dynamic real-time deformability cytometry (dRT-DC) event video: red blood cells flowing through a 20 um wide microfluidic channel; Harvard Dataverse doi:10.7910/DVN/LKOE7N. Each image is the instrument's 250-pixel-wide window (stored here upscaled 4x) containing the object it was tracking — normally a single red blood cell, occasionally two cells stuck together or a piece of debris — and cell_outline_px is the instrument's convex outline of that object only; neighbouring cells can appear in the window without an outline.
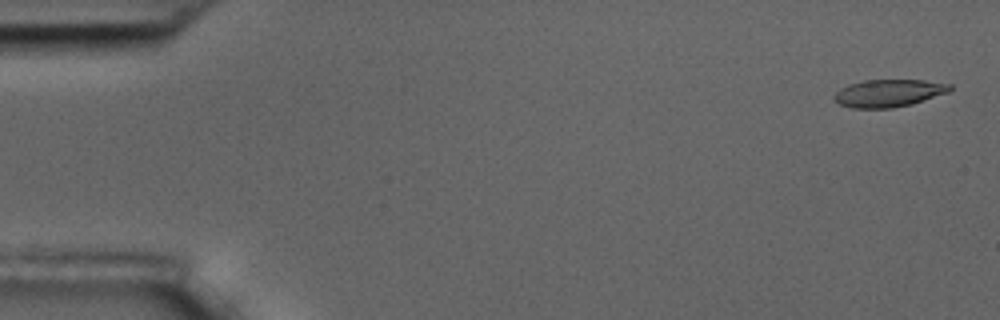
{"species": "common noctule bat (a hibernating species)", "species_latin": "Nyctalus noctula", "temperature_condition": "room temperature", "stored_images_in_passage": 56, "camera_frame_rate_fps": 3000, "um_per_image_px": 0.085, "animal": {"sex": "male", "body_mass_g": 17.5, "forearm_length_mm": 52.3}, "frame": {"image": 1, "passage_image": 2, "time_ms": 0.333, "image_size_px": [1000, 320], "cell_outline_px": [[952, 88], [948, 92], [912, 104], [892, 108], [852, 108], [840, 104], [832, 96], [840, 88], [848, 84], [864, 80], [924, 80], [952, 84]], "centroid_in_image_um": [75.53, 7.91], "position_along_channel_um": 9.5, "area_um2": 18.55}}
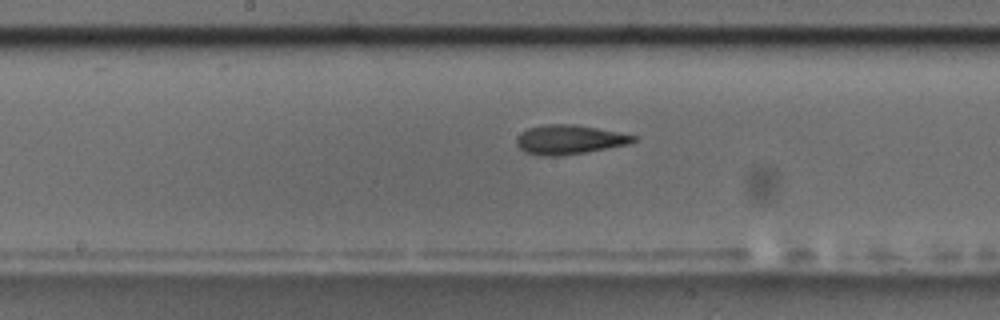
{"frame": {"image": 2, "passage_image": 29, "time_ms": 9.333, "image_size_px": [1000, 320], "cell_outline_px": [[636, 140], [628, 144], [584, 152], [560, 156], [540, 156], [524, 152], [516, 144], [516, 136], [520, 132], [528, 128], [544, 124], [572, 124], [596, 128], [636, 136]], "centroid_in_image_um": [48.3, 11.87], "position_along_channel_um": 199.9, "area_um2": 19.83}}
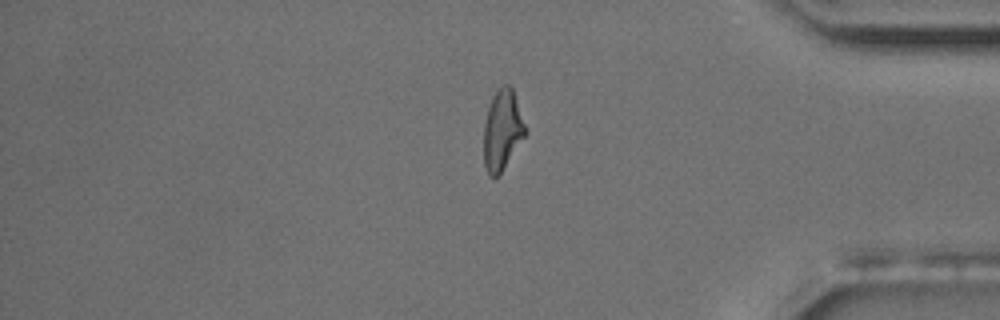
{"frame": {"image": 3, "passage_image": 47, "time_ms": 15.333, "image_size_px": [1000, 320], "cell_outline_px": [[528, 132], [500, 176], [488, 176], [484, 168], [484, 124], [488, 108], [492, 96], [504, 84], [508, 84], [512, 88]], "centroid_in_image_um": [42.7, 11.12], "position_along_channel_um": 392.5, "area_um2": 19.65}, "authors_computed_cell_mechanics": {"area_um2": 19.5942, "velocity_mm_per_s": 3.6156, "shape_relaxation_time_tau1_ms": 6.913, "shape_relaxation_time_tau2_ms": 3.5196, "deformation_change_tau1": 0.2254, "deformation_change_tau2": 0.1317}}